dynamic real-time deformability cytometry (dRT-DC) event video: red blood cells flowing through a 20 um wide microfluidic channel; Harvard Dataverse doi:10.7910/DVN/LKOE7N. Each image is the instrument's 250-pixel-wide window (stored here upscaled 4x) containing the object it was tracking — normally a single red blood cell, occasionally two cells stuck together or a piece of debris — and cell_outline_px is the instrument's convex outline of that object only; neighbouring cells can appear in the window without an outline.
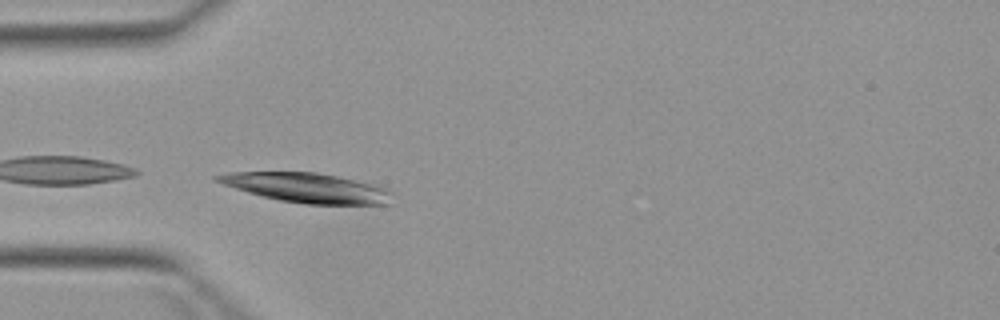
{"species": "Egyptian fruit bat (a non-hibernating species)", "species_latin": "Rousettus aegyptiacus", "temperature_condition": "warm", "stored_images_in_passage": 1, "camera_frame_rate_fps": 3000, "um_per_image_px": 0.085, "animal": {"sex": "female"}, "frame": {"image": 1, "passage_image": 1, "time_ms": 0.0, "image_size_px": [1000, 320], "cell_outline_px": [[392, 204], [304, 204], [280, 200], [248, 192], [212, 180], [212, 176], [228, 172], [316, 172], [380, 184], [388, 188], [392, 192]], "centroid_in_image_um": [26.16, 15.95], "position_along_channel_um": 58.8, "area_um2": 30.4}}